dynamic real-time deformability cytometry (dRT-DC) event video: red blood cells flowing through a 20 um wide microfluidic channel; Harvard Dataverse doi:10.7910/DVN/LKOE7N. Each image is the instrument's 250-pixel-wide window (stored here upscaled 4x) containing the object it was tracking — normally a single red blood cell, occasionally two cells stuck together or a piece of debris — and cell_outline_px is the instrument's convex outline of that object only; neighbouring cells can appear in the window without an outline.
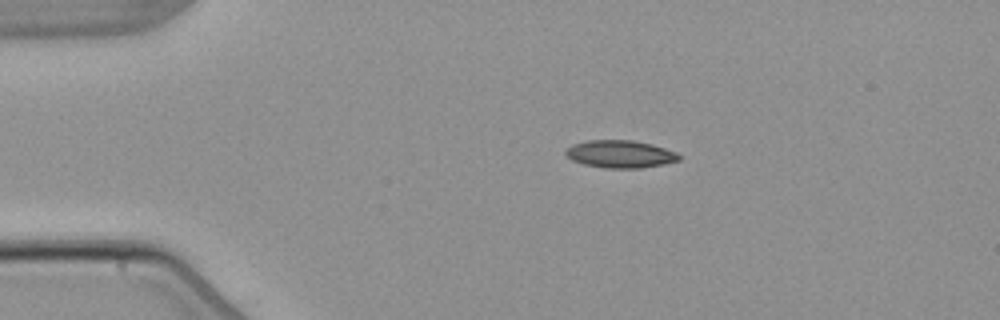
{"species": "common noctule bat (a hibernating species)", "species_latin": "Nyctalus noctula", "temperature_condition": "warm", "stored_images_in_passage": 3, "segment_of_instrument_passage": [1, 2], "camera_frame_rate_fps": 3000, "um_per_image_px": 0.085, "animal": {"sex": "male", "body_mass_g": 21.5, "forearm_length_mm": 52.0}, "frame": {"image": 1, "passage_image": 1, "time_ms": 0.0, "image_size_px": [1000, 320], "cell_outline_px": [[680, 160], [664, 164], [640, 168], [604, 168], [584, 164], [572, 160], [564, 152], [564, 148], [572, 144], [588, 140], [632, 140], [652, 144], [676, 152], [680, 156]], "centroid_in_image_um": [52.69, 13.09], "position_along_channel_um": 32.3, "area_um2": 18.26}}